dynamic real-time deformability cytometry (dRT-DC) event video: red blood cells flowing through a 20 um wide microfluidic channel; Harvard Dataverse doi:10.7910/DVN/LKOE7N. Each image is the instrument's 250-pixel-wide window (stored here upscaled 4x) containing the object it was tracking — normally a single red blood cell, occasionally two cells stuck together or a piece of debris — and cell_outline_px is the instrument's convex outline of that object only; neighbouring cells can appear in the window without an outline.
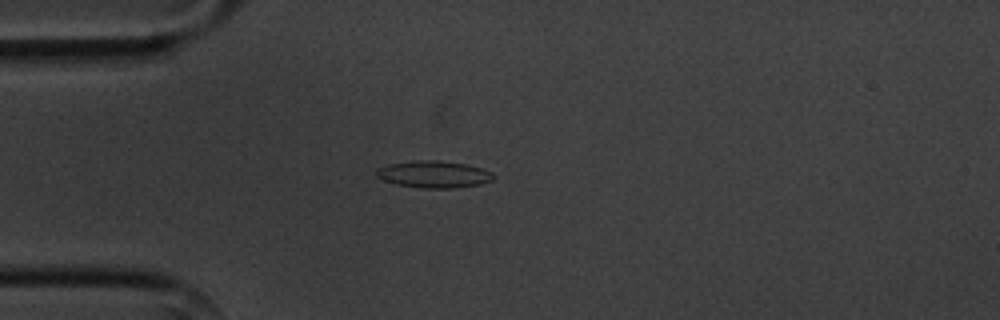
{"species": "common noctule bat (a hibernating species)", "species_latin": "Nyctalus noctula", "temperature_condition": "cold", "stored_images_in_passage": 5, "camera_frame_rate_fps": 3000, "um_per_image_px": 0.085, "animal": {"sex": "male", "body_mass_g": 20.1, "forearm_length_mm": 53.5}, "frame": {"image": 1, "passage_image": 5, "time_ms": 4.667, "image_size_px": [1000, 320], "cell_outline_px": [[496, 176], [492, 180], [480, 184], [452, 188], [424, 188], [396, 184], [384, 180], [376, 176], [376, 168], [388, 164], [416, 160], [436, 160], [468, 164], [492, 172]], "centroid_in_image_um": [36.87, 14.81], "position_along_channel_um": 48.1, "area_um2": 18.38}}